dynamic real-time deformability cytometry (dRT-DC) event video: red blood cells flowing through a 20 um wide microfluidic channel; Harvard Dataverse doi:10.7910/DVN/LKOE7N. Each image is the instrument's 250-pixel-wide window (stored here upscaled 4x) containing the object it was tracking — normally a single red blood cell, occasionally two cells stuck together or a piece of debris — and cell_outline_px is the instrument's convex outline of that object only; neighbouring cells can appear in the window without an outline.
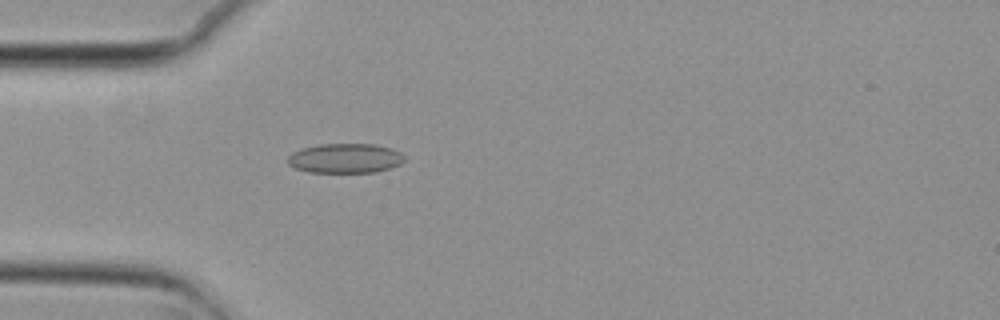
{"species": "common noctule bat (a hibernating species)", "species_latin": "Nyctalus noctula", "temperature_condition": "cold", "stored_images_in_passage": 54, "camera_frame_rate_fps": 3000, "um_per_image_px": 0.085, "animal": {"sex": "female", "body_mass_g": 29.2, "forearm_length_mm": 56.3}, "frame": {"image": 1, "passage_image": 15, "time_ms": 4.667, "image_size_px": [1000, 320], "cell_outline_px": [[404, 160], [400, 164], [392, 168], [376, 172], [308, 172], [296, 168], [288, 164], [288, 156], [292, 152], [304, 148], [320, 144], [376, 144], [392, 148], [400, 152], [404, 156]], "centroid_in_image_um": [29.37, 13.45], "position_along_channel_um": 55.6, "area_um2": 20.17}}
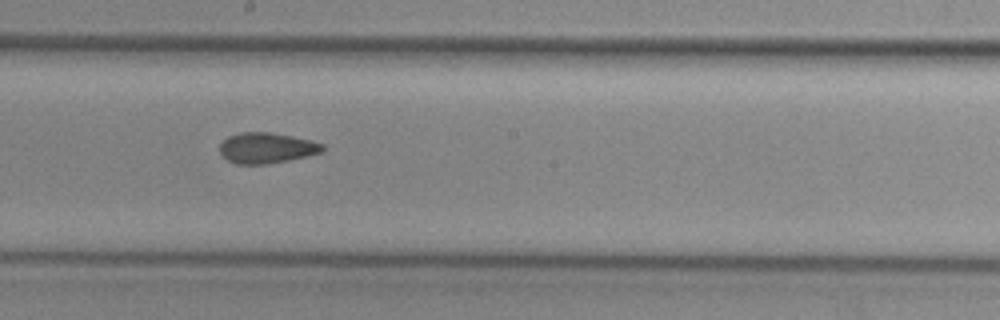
{"frame": {"image": 2, "passage_image": 29, "time_ms": 9.333, "image_size_px": [1000, 320], "cell_outline_px": [[324, 152], [308, 156], [288, 160], [264, 164], [236, 164], [228, 160], [220, 152], [220, 144], [228, 136], [240, 132], [268, 132], [292, 136], [324, 144]], "centroid_in_image_um": [22.67, 12.57], "position_along_channel_um": 225.5, "area_um2": 18.26}}
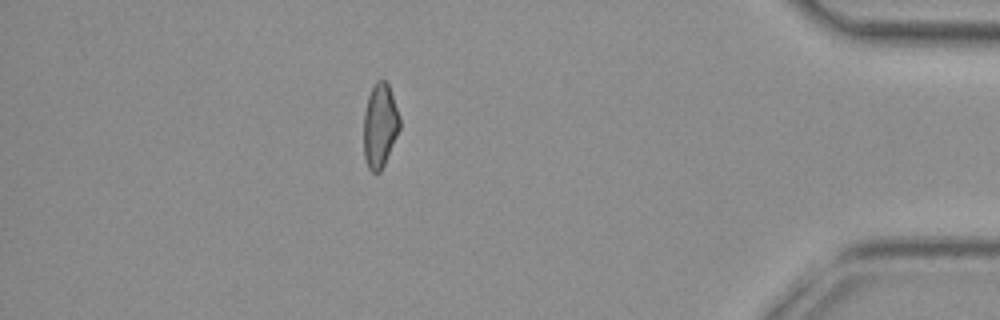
{"frame": {"image": 3, "passage_image": 47, "time_ms": 15.333, "image_size_px": [1000, 320], "cell_outline_px": [[400, 128], [384, 164], [380, 172], [372, 172], [368, 168], [364, 156], [364, 112], [368, 96], [376, 80], [384, 80], [388, 84], [400, 116]], "centroid_in_image_um": [32.29, 10.67], "position_along_channel_um": 402.9, "area_um2": 17.51}, "authors_computed_cell_mechanics": {"area_um2": 18.5538, "velocity_mm_per_s": 3.7516, "shape_relaxation_time_tau1_ms": null, "shape_relaxation_time_tau2_ms": 3.6085, "deformation_change_tau1": null, "deformation_change_tau2": 0.098}}